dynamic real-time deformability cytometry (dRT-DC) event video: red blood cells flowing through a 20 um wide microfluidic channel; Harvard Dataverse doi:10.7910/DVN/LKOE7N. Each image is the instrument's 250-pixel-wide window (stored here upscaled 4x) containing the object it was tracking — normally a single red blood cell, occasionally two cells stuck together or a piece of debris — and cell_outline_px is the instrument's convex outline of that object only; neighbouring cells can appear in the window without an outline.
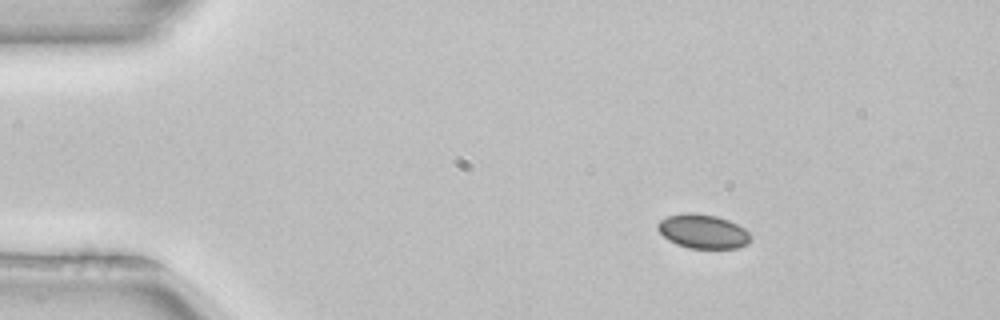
{"species": "common noctule bat (a hibernating species)", "species_latin": "Nyctalus noctula", "temperature_condition": "room temperature", "stored_images_in_passage": 2, "camera_frame_rate_fps": 3000, "um_per_image_px": 0.085, "animal": {"sex": "female", "body_mass_g": 22.7, "forearm_length_mm": 54.2}, "frame": {"image": 1, "passage_image": 1, "time_ms": 0.0, "image_size_px": [1000, 320], "cell_outline_px": [[752, 236], [748, 244], [736, 248], [688, 248], [676, 244], [668, 240], [656, 228], [656, 224], [660, 220], [668, 216], [684, 212], [696, 212], [716, 216], [728, 220], [744, 228]], "centroid_in_image_um": [59.73, 19.66], "position_along_channel_um": 25.3, "area_um2": 18.61}}
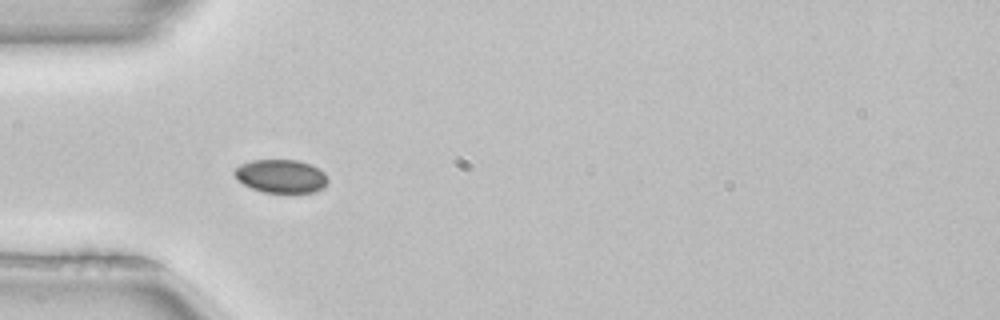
{"frame": {"image": 2, "passage_image": 2, "time_ms": 0.333, "image_size_px": [1000, 320], "cell_outline_px": [[328, 180], [324, 188], [316, 192], [264, 192], [252, 188], [236, 180], [232, 172], [240, 164], [252, 160], [296, 160], [312, 164], [324, 172]], "centroid_in_image_um": [23.88, 14.97], "position_along_channel_um": 61.1, "area_um2": 18.26}}